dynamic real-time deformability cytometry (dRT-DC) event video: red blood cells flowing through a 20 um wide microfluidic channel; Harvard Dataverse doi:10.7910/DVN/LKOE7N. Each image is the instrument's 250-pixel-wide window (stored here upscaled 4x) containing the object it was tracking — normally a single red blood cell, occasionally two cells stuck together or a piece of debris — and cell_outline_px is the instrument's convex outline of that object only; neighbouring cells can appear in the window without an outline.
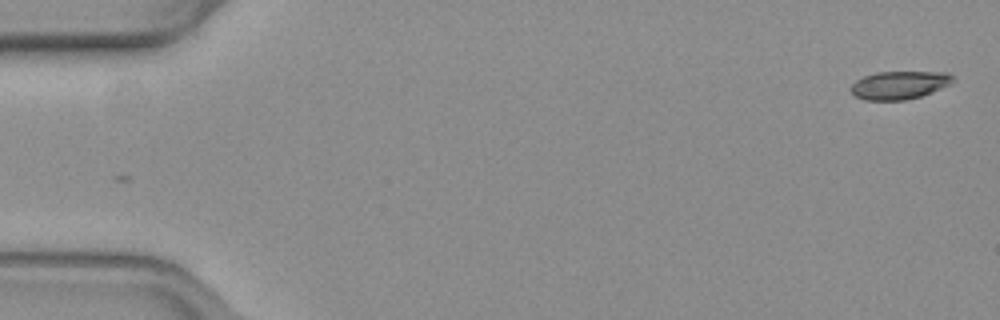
{"species": "common noctule bat (a hibernating species)", "species_latin": "Nyctalus noctula", "temperature_condition": "warm", "stored_images_in_passage": 55, "camera_frame_rate_fps": 3000, "um_per_image_px": 0.085, "animal": {"sex": "female", "body_mass_g": 19.3, "forearm_length_mm": 54.1}, "frame": {"image": 1, "passage_image": 1, "time_ms": 0.0, "image_size_px": [1000, 320], "cell_outline_px": [[952, 80], [948, 84], [932, 92], [920, 96], [904, 100], [864, 100], [856, 96], [852, 92], [852, 84], [856, 80], [864, 76], [876, 72], [948, 72], [952, 76]], "centroid_in_image_um": [76.41, 7.23], "position_along_channel_um": 8.6, "area_um2": 16.42}}
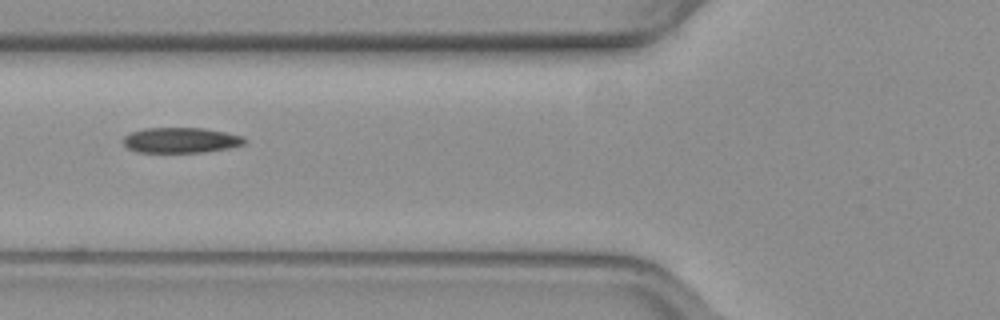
{"frame": {"image": 2, "passage_image": 21, "time_ms": 6.667, "image_size_px": [1000, 320], "cell_outline_px": [[248, 140], [244, 144], [228, 148], [204, 152], [136, 152], [128, 148], [124, 144], [124, 136], [132, 132], [144, 128], [204, 128], [244, 136]], "centroid_in_image_um": [15.39, 11.91], "position_along_channel_um": 110.4, "area_um2": 17.92}}
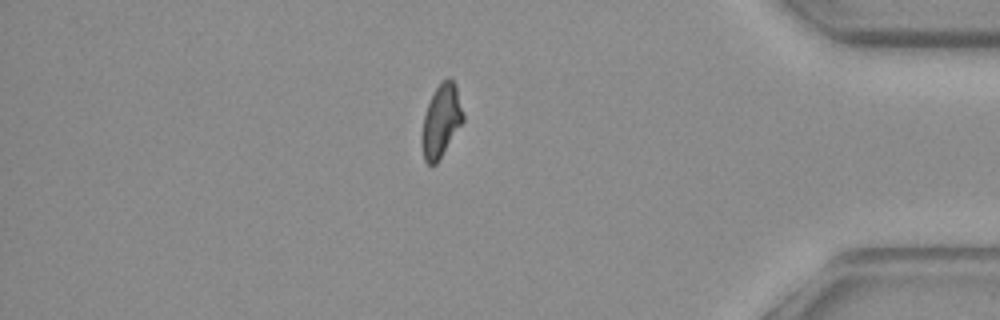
{"frame": {"image": 3, "passage_image": 47, "time_ms": 15.333, "image_size_px": [1000, 320], "cell_outline_px": [[464, 120], [436, 164], [428, 164], [424, 160], [420, 144], [420, 136], [424, 116], [428, 104], [436, 88], [448, 76], [456, 84], [464, 112]], "centroid_in_image_um": [37.49, 10.28], "position_along_channel_um": 397.7, "area_um2": 17.51}}